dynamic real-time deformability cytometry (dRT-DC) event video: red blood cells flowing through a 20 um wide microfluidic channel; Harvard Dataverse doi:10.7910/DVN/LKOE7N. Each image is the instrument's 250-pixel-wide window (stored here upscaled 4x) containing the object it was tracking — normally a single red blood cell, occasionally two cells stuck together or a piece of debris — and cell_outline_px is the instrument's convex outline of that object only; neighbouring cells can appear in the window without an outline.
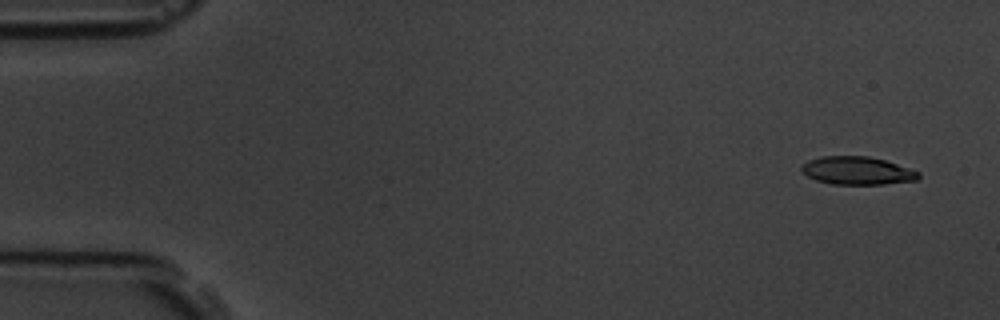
{"species": "common noctule bat (a hibernating species)", "species_latin": "Nyctalus noctula", "temperature_condition": "room temperature", "stored_images_in_passage": 4, "camera_frame_rate_fps": 3000, "um_per_image_px": 0.085, "animal": {"sex": "male", "body_mass_g": 19.5, "forearm_length_mm": 54.6}, "frame": {"image": 1, "passage_image": 1, "time_ms": 0.0, "image_size_px": [1000, 320], "cell_outline_px": [[920, 176], [916, 180], [884, 184], [832, 184], [816, 180], [800, 172], [800, 168], [808, 160], [820, 156], [868, 156], [884, 160], [920, 172]], "centroid_in_image_um": [72.83, 14.5], "position_along_channel_um": 12.2, "area_um2": 19.02}}
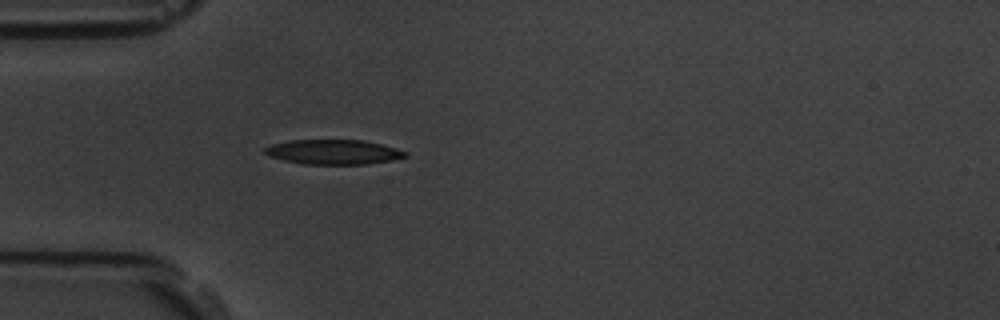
{"frame": {"image": 2, "passage_image": 4, "time_ms": 4.333, "image_size_px": [1000, 320], "cell_outline_px": [[408, 156], [392, 160], [368, 164], [304, 164], [284, 160], [268, 156], [264, 152], [264, 148], [272, 144], [288, 140], [364, 140], [396, 148], [408, 152]], "centroid_in_image_um": [28.34, 12.92], "position_along_channel_um": 56.7, "area_um2": 20.29}}